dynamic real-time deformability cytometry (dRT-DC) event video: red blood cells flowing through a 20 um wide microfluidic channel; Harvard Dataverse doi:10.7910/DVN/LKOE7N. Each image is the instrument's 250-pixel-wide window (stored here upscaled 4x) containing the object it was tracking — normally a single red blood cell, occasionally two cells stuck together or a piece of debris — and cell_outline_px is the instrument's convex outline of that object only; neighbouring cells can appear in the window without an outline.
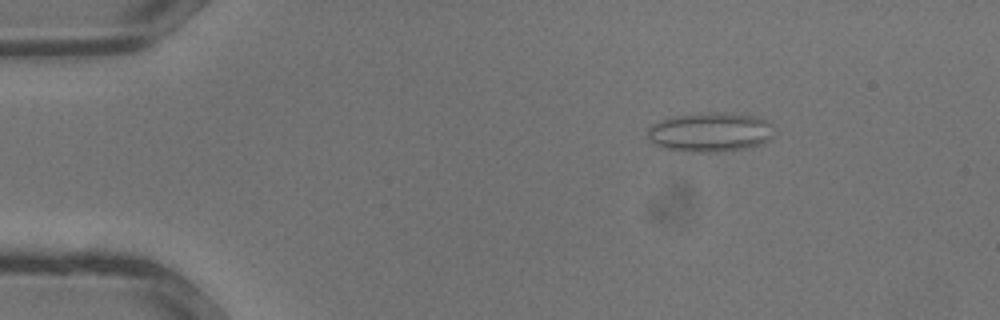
{"species": "common noctule bat (a hibernating species)", "species_latin": "Nyctalus noctula", "temperature_condition": "warm", "stored_images_in_passage": 35, "camera_frame_rate_fps": 3000, "um_per_image_px": 0.085, "animal": {"sex": "male", "body_mass_g": 13.3}, "frame": {"image": 1, "passage_image": 6, "time_ms": 1.667, "image_size_px": [1000, 320], "cell_outline_px": [[772, 140], [764, 144], [748, 148], [724, 152], [684, 152], [660, 148], [652, 144], [648, 136], [648, 128], [652, 124], [676, 116], [704, 112], [724, 112], [756, 116], [768, 120], [772, 124]], "centroid_in_image_um": [60.4, 11.26], "position_along_channel_um": 24.6, "area_um2": 29.71}}
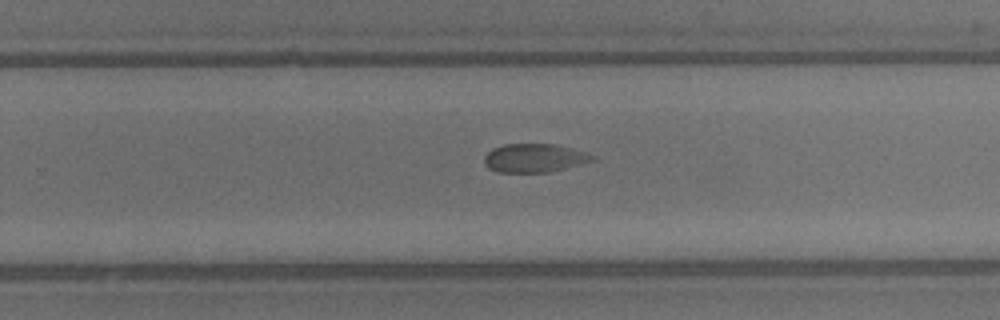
{"frame": {"image": 2, "passage_image": 23, "time_ms": 7.333, "image_size_px": [1000, 320], "cell_outline_px": [[596, 160], [548, 172], [496, 172], [488, 168], [484, 164], [484, 156], [492, 148], [504, 144], [552, 144], [572, 148], [596, 156]], "centroid_in_image_um": [45.39, 13.43], "position_along_channel_um": 284.4, "area_um2": 17.98}}
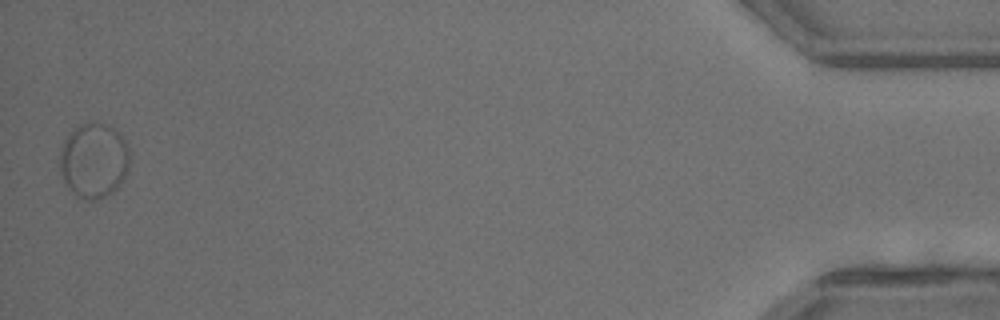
{"frame": {"image": 3, "passage_image": 35, "time_ms": 11.333, "image_size_px": [1000, 320], "cell_outline_px": [[128, 164], [124, 176], [120, 184], [112, 192], [96, 200], [84, 200], [76, 196], [64, 184], [60, 168], [60, 148], [68, 132], [80, 124], [104, 124], [112, 128], [124, 140], [128, 148]], "centroid_in_image_um": [7.92, 13.67], "position_along_channel_um": 427.3, "area_um2": 30.23}}